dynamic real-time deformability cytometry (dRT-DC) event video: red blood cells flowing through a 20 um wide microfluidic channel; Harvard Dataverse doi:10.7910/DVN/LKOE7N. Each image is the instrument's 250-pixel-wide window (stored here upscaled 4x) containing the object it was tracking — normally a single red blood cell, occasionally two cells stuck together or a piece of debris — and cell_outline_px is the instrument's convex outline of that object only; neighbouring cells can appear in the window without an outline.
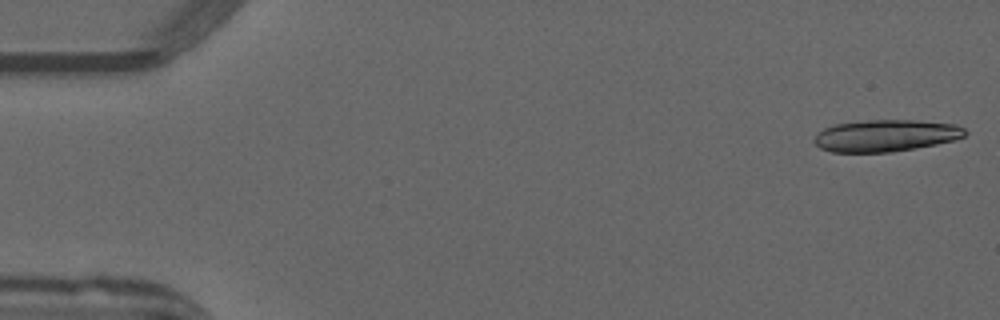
{"species": "common noctule bat (a hibernating species)", "species_latin": "Nyctalus noctula", "temperature_condition": "warm", "stored_images_in_passage": 17, "camera_frame_rate_fps": 3000, "um_per_image_px": 0.085, "animal": {"sex": "male", "forearm_length_mm": 52.5}, "frame": {"image": 1, "passage_image": 1, "time_ms": 0.0, "image_size_px": [1000, 320], "cell_outline_px": [[968, 132], [964, 136], [952, 140], [936, 144], [892, 152], [832, 152], [820, 148], [812, 140], [824, 128], [836, 124], [872, 120], [916, 120], [956, 124], [964, 128]], "centroid_in_image_um": [75.3, 11.53], "position_along_channel_um": 9.7, "area_um2": 27.8}}